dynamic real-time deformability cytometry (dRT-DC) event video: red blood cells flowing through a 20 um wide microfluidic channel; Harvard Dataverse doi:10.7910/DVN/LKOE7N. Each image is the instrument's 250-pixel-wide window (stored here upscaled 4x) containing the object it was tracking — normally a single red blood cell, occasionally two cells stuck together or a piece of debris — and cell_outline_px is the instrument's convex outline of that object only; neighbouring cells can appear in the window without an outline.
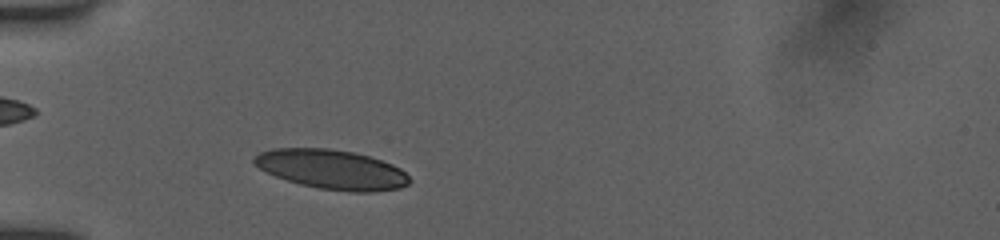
{"species": "human", "species_latin": "Homo sapiens", "temperature_condition": "room temperature", "stored_images_in_passage": 36, "camera_frame_rate_fps": 3000, "um_per_image_px": 0.085, "donor": {"sex": "female"}, "frame": {"image": 1, "passage_image": 5, "time_ms": 1.333, "image_size_px": [1000, 240], "cell_outline_px": [[412, 180], [408, 184], [400, 188], [372, 192], [348, 192], [320, 188], [300, 184], [276, 176], [260, 168], [252, 160], [252, 156], [260, 152], [272, 148], [328, 148], [352, 152], [368, 156], [392, 164], [400, 168]], "centroid_in_image_um": [28.2, 14.4], "position_along_channel_um": 56.8, "area_um2": 35.6}}
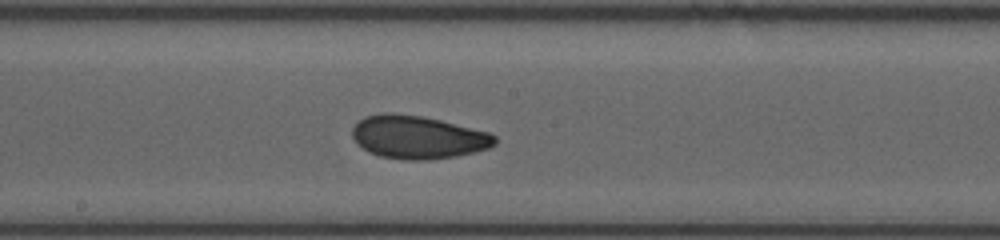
{"frame": {"image": 2, "passage_image": 18, "time_ms": 5.667, "image_size_px": [1000, 240], "cell_outline_px": [[496, 144], [488, 148], [456, 156], [428, 160], [404, 160], [380, 156], [368, 152], [356, 144], [352, 136], [352, 128], [364, 116], [380, 112], [388, 112], [424, 116], [488, 132], [496, 136]], "centroid_in_image_um": [35.47, 11.65], "position_along_channel_um": 212.7, "area_um2": 35.95}}
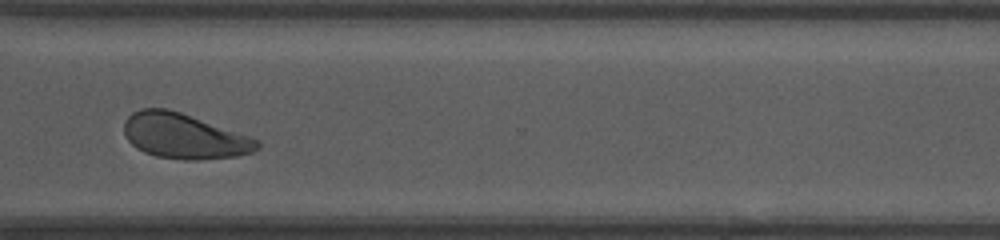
{"frame": {"image": 3, "passage_image": 29, "time_ms": 9.333, "image_size_px": [1000, 240], "cell_outline_px": [[260, 148], [252, 152], [236, 156], [200, 160], [184, 160], [156, 156], [144, 152], [136, 148], [128, 140], [124, 132], [124, 120], [132, 112], [140, 108], [168, 108], [180, 112], [260, 140]], "centroid_in_image_um": [15.63, 11.57], "position_along_channel_um": 355.0, "area_um2": 35.03}, "authors_computed_cell_mechanics": {"area_um2": 35.4892, "velocity_mm_per_s": 3.9098, "shape_relaxation_time_tau1_ms": 3.5634, "shape_relaxation_time_tau2_ms": 2.3528, "deformation_change_tau1": 0.1239, "deformation_change_tau2": 0.0804}}